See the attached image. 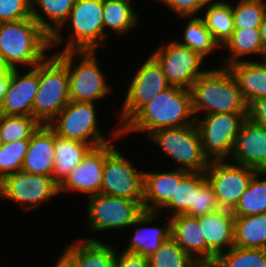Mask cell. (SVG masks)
<instances>
[{
	"instance_id": "31",
	"label": "cell",
	"mask_w": 266,
	"mask_h": 267,
	"mask_svg": "<svg viewBox=\"0 0 266 267\" xmlns=\"http://www.w3.org/2000/svg\"><path fill=\"white\" fill-rule=\"evenodd\" d=\"M234 246L266 250V213L234 218Z\"/></svg>"
},
{
	"instance_id": "14",
	"label": "cell",
	"mask_w": 266,
	"mask_h": 267,
	"mask_svg": "<svg viewBox=\"0 0 266 267\" xmlns=\"http://www.w3.org/2000/svg\"><path fill=\"white\" fill-rule=\"evenodd\" d=\"M258 172L257 169L230 160L210 161L205 174L222 209L232 210Z\"/></svg>"
},
{
	"instance_id": "35",
	"label": "cell",
	"mask_w": 266,
	"mask_h": 267,
	"mask_svg": "<svg viewBox=\"0 0 266 267\" xmlns=\"http://www.w3.org/2000/svg\"><path fill=\"white\" fill-rule=\"evenodd\" d=\"M41 124L33 116L0 114V139L2 144L30 140Z\"/></svg>"
},
{
	"instance_id": "6",
	"label": "cell",
	"mask_w": 266,
	"mask_h": 267,
	"mask_svg": "<svg viewBox=\"0 0 266 267\" xmlns=\"http://www.w3.org/2000/svg\"><path fill=\"white\" fill-rule=\"evenodd\" d=\"M50 54L39 63V86L32 109V116L41 125H49L71 101L67 66Z\"/></svg>"
},
{
	"instance_id": "37",
	"label": "cell",
	"mask_w": 266,
	"mask_h": 267,
	"mask_svg": "<svg viewBox=\"0 0 266 267\" xmlns=\"http://www.w3.org/2000/svg\"><path fill=\"white\" fill-rule=\"evenodd\" d=\"M215 263L220 267H266V250L233 246L220 254Z\"/></svg>"
},
{
	"instance_id": "44",
	"label": "cell",
	"mask_w": 266,
	"mask_h": 267,
	"mask_svg": "<svg viewBox=\"0 0 266 267\" xmlns=\"http://www.w3.org/2000/svg\"><path fill=\"white\" fill-rule=\"evenodd\" d=\"M247 118L256 124L266 127V98L252 101L247 106Z\"/></svg>"
},
{
	"instance_id": "45",
	"label": "cell",
	"mask_w": 266,
	"mask_h": 267,
	"mask_svg": "<svg viewBox=\"0 0 266 267\" xmlns=\"http://www.w3.org/2000/svg\"><path fill=\"white\" fill-rule=\"evenodd\" d=\"M9 85H10V70L6 74L0 76V105L4 100Z\"/></svg>"
},
{
	"instance_id": "46",
	"label": "cell",
	"mask_w": 266,
	"mask_h": 267,
	"mask_svg": "<svg viewBox=\"0 0 266 267\" xmlns=\"http://www.w3.org/2000/svg\"><path fill=\"white\" fill-rule=\"evenodd\" d=\"M261 39H262V44L264 49H266V15L263 18L262 24L259 27Z\"/></svg>"
},
{
	"instance_id": "30",
	"label": "cell",
	"mask_w": 266,
	"mask_h": 267,
	"mask_svg": "<svg viewBox=\"0 0 266 267\" xmlns=\"http://www.w3.org/2000/svg\"><path fill=\"white\" fill-rule=\"evenodd\" d=\"M228 51V58L226 57L222 63L223 67L243 61V56L260 55L264 50L259 28L241 29L235 28L231 38L222 47Z\"/></svg>"
},
{
	"instance_id": "2",
	"label": "cell",
	"mask_w": 266,
	"mask_h": 267,
	"mask_svg": "<svg viewBox=\"0 0 266 267\" xmlns=\"http://www.w3.org/2000/svg\"><path fill=\"white\" fill-rule=\"evenodd\" d=\"M194 117L215 113H247L237 80L228 67L209 68L191 86Z\"/></svg>"
},
{
	"instance_id": "4",
	"label": "cell",
	"mask_w": 266,
	"mask_h": 267,
	"mask_svg": "<svg viewBox=\"0 0 266 267\" xmlns=\"http://www.w3.org/2000/svg\"><path fill=\"white\" fill-rule=\"evenodd\" d=\"M102 8L103 0H76L67 20L50 37L51 50L55 49L57 46V48L63 46L64 48L61 47L62 50L59 49L58 52L100 51L98 48L104 47ZM66 27L70 32L68 34L69 36H67L68 42H66V36H64V32L62 31L66 29Z\"/></svg>"
},
{
	"instance_id": "34",
	"label": "cell",
	"mask_w": 266,
	"mask_h": 267,
	"mask_svg": "<svg viewBox=\"0 0 266 267\" xmlns=\"http://www.w3.org/2000/svg\"><path fill=\"white\" fill-rule=\"evenodd\" d=\"M266 171H258L232 209L235 217L266 213Z\"/></svg>"
},
{
	"instance_id": "38",
	"label": "cell",
	"mask_w": 266,
	"mask_h": 267,
	"mask_svg": "<svg viewBox=\"0 0 266 267\" xmlns=\"http://www.w3.org/2000/svg\"><path fill=\"white\" fill-rule=\"evenodd\" d=\"M232 12L234 28H259L266 15V0H238Z\"/></svg>"
},
{
	"instance_id": "13",
	"label": "cell",
	"mask_w": 266,
	"mask_h": 267,
	"mask_svg": "<svg viewBox=\"0 0 266 267\" xmlns=\"http://www.w3.org/2000/svg\"><path fill=\"white\" fill-rule=\"evenodd\" d=\"M169 86L161 65L150 54L132 75L120 114H117L119 120L115 124L121 128L142 106Z\"/></svg>"
},
{
	"instance_id": "50",
	"label": "cell",
	"mask_w": 266,
	"mask_h": 267,
	"mask_svg": "<svg viewBox=\"0 0 266 267\" xmlns=\"http://www.w3.org/2000/svg\"><path fill=\"white\" fill-rule=\"evenodd\" d=\"M260 56H261V61L259 59H258V61L266 68V49H264L262 51V53L260 54Z\"/></svg>"
},
{
	"instance_id": "5",
	"label": "cell",
	"mask_w": 266,
	"mask_h": 267,
	"mask_svg": "<svg viewBox=\"0 0 266 267\" xmlns=\"http://www.w3.org/2000/svg\"><path fill=\"white\" fill-rule=\"evenodd\" d=\"M96 52L98 51L53 52L67 66L71 101L96 103L112 91Z\"/></svg>"
},
{
	"instance_id": "43",
	"label": "cell",
	"mask_w": 266,
	"mask_h": 267,
	"mask_svg": "<svg viewBox=\"0 0 266 267\" xmlns=\"http://www.w3.org/2000/svg\"><path fill=\"white\" fill-rule=\"evenodd\" d=\"M114 267H149V261L146 256L117 251Z\"/></svg>"
},
{
	"instance_id": "32",
	"label": "cell",
	"mask_w": 266,
	"mask_h": 267,
	"mask_svg": "<svg viewBox=\"0 0 266 267\" xmlns=\"http://www.w3.org/2000/svg\"><path fill=\"white\" fill-rule=\"evenodd\" d=\"M180 18L189 20L182 31L181 39H174L180 45L198 52L205 59L220 48L200 16H180Z\"/></svg>"
},
{
	"instance_id": "12",
	"label": "cell",
	"mask_w": 266,
	"mask_h": 267,
	"mask_svg": "<svg viewBox=\"0 0 266 267\" xmlns=\"http://www.w3.org/2000/svg\"><path fill=\"white\" fill-rule=\"evenodd\" d=\"M151 55L161 65L168 84L182 89L190 90L193 83L208 70L202 69L205 67L204 57L180 45L174 38L162 43Z\"/></svg>"
},
{
	"instance_id": "18",
	"label": "cell",
	"mask_w": 266,
	"mask_h": 267,
	"mask_svg": "<svg viewBox=\"0 0 266 267\" xmlns=\"http://www.w3.org/2000/svg\"><path fill=\"white\" fill-rule=\"evenodd\" d=\"M234 218L232 210L220 208L199 217L202 237L206 241V263L234 246Z\"/></svg>"
},
{
	"instance_id": "10",
	"label": "cell",
	"mask_w": 266,
	"mask_h": 267,
	"mask_svg": "<svg viewBox=\"0 0 266 267\" xmlns=\"http://www.w3.org/2000/svg\"><path fill=\"white\" fill-rule=\"evenodd\" d=\"M87 199V224L92 232L131 227L144 213L143 201L96 194Z\"/></svg>"
},
{
	"instance_id": "11",
	"label": "cell",
	"mask_w": 266,
	"mask_h": 267,
	"mask_svg": "<svg viewBox=\"0 0 266 267\" xmlns=\"http://www.w3.org/2000/svg\"><path fill=\"white\" fill-rule=\"evenodd\" d=\"M58 195L59 184L51 176L18 171L1 181V201L9 200L27 212Z\"/></svg>"
},
{
	"instance_id": "33",
	"label": "cell",
	"mask_w": 266,
	"mask_h": 267,
	"mask_svg": "<svg viewBox=\"0 0 266 267\" xmlns=\"http://www.w3.org/2000/svg\"><path fill=\"white\" fill-rule=\"evenodd\" d=\"M206 181L205 172H190L181 183H177L175 195L158 213L164 214L162 212L166 211L165 215H171L170 217L185 214L194 206L195 192H198Z\"/></svg>"
},
{
	"instance_id": "29",
	"label": "cell",
	"mask_w": 266,
	"mask_h": 267,
	"mask_svg": "<svg viewBox=\"0 0 266 267\" xmlns=\"http://www.w3.org/2000/svg\"><path fill=\"white\" fill-rule=\"evenodd\" d=\"M75 1L31 0L32 18L51 37L67 20Z\"/></svg>"
},
{
	"instance_id": "36",
	"label": "cell",
	"mask_w": 266,
	"mask_h": 267,
	"mask_svg": "<svg viewBox=\"0 0 266 267\" xmlns=\"http://www.w3.org/2000/svg\"><path fill=\"white\" fill-rule=\"evenodd\" d=\"M149 267H197L196 262L172 238L148 256Z\"/></svg>"
},
{
	"instance_id": "23",
	"label": "cell",
	"mask_w": 266,
	"mask_h": 267,
	"mask_svg": "<svg viewBox=\"0 0 266 267\" xmlns=\"http://www.w3.org/2000/svg\"><path fill=\"white\" fill-rule=\"evenodd\" d=\"M55 158V131L41 125L31 136L22 171L53 177Z\"/></svg>"
},
{
	"instance_id": "22",
	"label": "cell",
	"mask_w": 266,
	"mask_h": 267,
	"mask_svg": "<svg viewBox=\"0 0 266 267\" xmlns=\"http://www.w3.org/2000/svg\"><path fill=\"white\" fill-rule=\"evenodd\" d=\"M99 237L75 240L62 253L72 267H114L117 246ZM109 243V244H108Z\"/></svg>"
},
{
	"instance_id": "17",
	"label": "cell",
	"mask_w": 266,
	"mask_h": 267,
	"mask_svg": "<svg viewBox=\"0 0 266 267\" xmlns=\"http://www.w3.org/2000/svg\"><path fill=\"white\" fill-rule=\"evenodd\" d=\"M25 71L10 69V85L0 105V114L32 116L39 86V64Z\"/></svg>"
},
{
	"instance_id": "42",
	"label": "cell",
	"mask_w": 266,
	"mask_h": 267,
	"mask_svg": "<svg viewBox=\"0 0 266 267\" xmlns=\"http://www.w3.org/2000/svg\"><path fill=\"white\" fill-rule=\"evenodd\" d=\"M175 16H197L211 0H157Z\"/></svg>"
},
{
	"instance_id": "47",
	"label": "cell",
	"mask_w": 266,
	"mask_h": 267,
	"mask_svg": "<svg viewBox=\"0 0 266 267\" xmlns=\"http://www.w3.org/2000/svg\"><path fill=\"white\" fill-rule=\"evenodd\" d=\"M53 267H72L70 263L61 255Z\"/></svg>"
},
{
	"instance_id": "8",
	"label": "cell",
	"mask_w": 266,
	"mask_h": 267,
	"mask_svg": "<svg viewBox=\"0 0 266 267\" xmlns=\"http://www.w3.org/2000/svg\"><path fill=\"white\" fill-rule=\"evenodd\" d=\"M151 143L161 147L175 168L189 172H205L209 159L204 155L198 128L195 123L187 126L157 130L147 136Z\"/></svg>"
},
{
	"instance_id": "39",
	"label": "cell",
	"mask_w": 266,
	"mask_h": 267,
	"mask_svg": "<svg viewBox=\"0 0 266 267\" xmlns=\"http://www.w3.org/2000/svg\"><path fill=\"white\" fill-rule=\"evenodd\" d=\"M30 140H18L0 147V181L6 176L22 171Z\"/></svg>"
},
{
	"instance_id": "1",
	"label": "cell",
	"mask_w": 266,
	"mask_h": 267,
	"mask_svg": "<svg viewBox=\"0 0 266 267\" xmlns=\"http://www.w3.org/2000/svg\"><path fill=\"white\" fill-rule=\"evenodd\" d=\"M195 123L190 90L169 86L142 106L121 128L124 137L133 132L149 134Z\"/></svg>"
},
{
	"instance_id": "25",
	"label": "cell",
	"mask_w": 266,
	"mask_h": 267,
	"mask_svg": "<svg viewBox=\"0 0 266 267\" xmlns=\"http://www.w3.org/2000/svg\"><path fill=\"white\" fill-rule=\"evenodd\" d=\"M238 82L247 106L255 100L266 98V68L256 60H243L228 66Z\"/></svg>"
},
{
	"instance_id": "40",
	"label": "cell",
	"mask_w": 266,
	"mask_h": 267,
	"mask_svg": "<svg viewBox=\"0 0 266 267\" xmlns=\"http://www.w3.org/2000/svg\"><path fill=\"white\" fill-rule=\"evenodd\" d=\"M219 209L214 189L207 180L199 191L195 192L194 206H191L185 215L198 218Z\"/></svg>"
},
{
	"instance_id": "41",
	"label": "cell",
	"mask_w": 266,
	"mask_h": 267,
	"mask_svg": "<svg viewBox=\"0 0 266 267\" xmlns=\"http://www.w3.org/2000/svg\"><path fill=\"white\" fill-rule=\"evenodd\" d=\"M31 17V0H0V21L2 23Z\"/></svg>"
},
{
	"instance_id": "16",
	"label": "cell",
	"mask_w": 266,
	"mask_h": 267,
	"mask_svg": "<svg viewBox=\"0 0 266 267\" xmlns=\"http://www.w3.org/2000/svg\"><path fill=\"white\" fill-rule=\"evenodd\" d=\"M116 147L113 140L91 148L82 162L59 184V195L69 191L74 194L79 192L87 197L101 193L104 161Z\"/></svg>"
},
{
	"instance_id": "15",
	"label": "cell",
	"mask_w": 266,
	"mask_h": 267,
	"mask_svg": "<svg viewBox=\"0 0 266 267\" xmlns=\"http://www.w3.org/2000/svg\"><path fill=\"white\" fill-rule=\"evenodd\" d=\"M101 193L143 201L144 170L134 167L128 157H124L121 150L115 148L104 161Z\"/></svg>"
},
{
	"instance_id": "27",
	"label": "cell",
	"mask_w": 266,
	"mask_h": 267,
	"mask_svg": "<svg viewBox=\"0 0 266 267\" xmlns=\"http://www.w3.org/2000/svg\"><path fill=\"white\" fill-rule=\"evenodd\" d=\"M202 13L199 15L205 22L206 28L210 31L214 41L220 48L223 47L235 30L232 4L224 0H211L203 8Z\"/></svg>"
},
{
	"instance_id": "24",
	"label": "cell",
	"mask_w": 266,
	"mask_h": 267,
	"mask_svg": "<svg viewBox=\"0 0 266 267\" xmlns=\"http://www.w3.org/2000/svg\"><path fill=\"white\" fill-rule=\"evenodd\" d=\"M170 220L171 238L196 262L206 263V241L202 237L199 217L180 214Z\"/></svg>"
},
{
	"instance_id": "19",
	"label": "cell",
	"mask_w": 266,
	"mask_h": 267,
	"mask_svg": "<svg viewBox=\"0 0 266 267\" xmlns=\"http://www.w3.org/2000/svg\"><path fill=\"white\" fill-rule=\"evenodd\" d=\"M229 160L266 171V127L247 118L241 126Z\"/></svg>"
},
{
	"instance_id": "21",
	"label": "cell",
	"mask_w": 266,
	"mask_h": 267,
	"mask_svg": "<svg viewBox=\"0 0 266 267\" xmlns=\"http://www.w3.org/2000/svg\"><path fill=\"white\" fill-rule=\"evenodd\" d=\"M189 173L179 168L167 172L144 170V211L158 213L175 195L177 183H181Z\"/></svg>"
},
{
	"instance_id": "48",
	"label": "cell",
	"mask_w": 266,
	"mask_h": 267,
	"mask_svg": "<svg viewBox=\"0 0 266 267\" xmlns=\"http://www.w3.org/2000/svg\"><path fill=\"white\" fill-rule=\"evenodd\" d=\"M11 68L5 63L3 58L0 56V76L6 74Z\"/></svg>"
},
{
	"instance_id": "20",
	"label": "cell",
	"mask_w": 266,
	"mask_h": 267,
	"mask_svg": "<svg viewBox=\"0 0 266 267\" xmlns=\"http://www.w3.org/2000/svg\"><path fill=\"white\" fill-rule=\"evenodd\" d=\"M161 216L163 218L164 215L156 212L144 211V213L131 225L135 228L139 225L142 226L136 229L132 227L135 231L131 234V238L129 237V245H127L125 249L123 248V251L148 257L154 253L163 242L171 238L170 217L166 218L165 226L159 227L152 223L158 220L157 218H160ZM148 224H152V226L148 227Z\"/></svg>"
},
{
	"instance_id": "3",
	"label": "cell",
	"mask_w": 266,
	"mask_h": 267,
	"mask_svg": "<svg viewBox=\"0 0 266 267\" xmlns=\"http://www.w3.org/2000/svg\"><path fill=\"white\" fill-rule=\"evenodd\" d=\"M50 49V36L32 17L2 23L0 56L11 69L34 68L49 55Z\"/></svg>"
},
{
	"instance_id": "28",
	"label": "cell",
	"mask_w": 266,
	"mask_h": 267,
	"mask_svg": "<svg viewBox=\"0 0 266 267\" xmlns=\"http://www.w3.org/2000/svg\"><path fill=\"white\" fill-rule=\"evenodd\" d=\"M91 148L85 142L62 138L55 133L54 180L60 184Z\"/></svg>"
},
{
	"instance_id": "9",
	"label": "cell",
	"mask_w": 266,
	"mask_h": 267,
	"mask_svg": "<svg viewBox=\"0 0 266 267\" xmlns=\"http://www.w3.org/2000/svg\"><path fill=\"white\" fill-rule=\"evenodd\" d=\"M247 113H215L195 118L204 155L209 161L229 160Z\"/></svg>"
},
{
	"instance_id": "26",
	"label": "cell",
	"mask_w": 266,
	"mask_h": 267,
	"mask_svg": "<svg viewBox=\"0 0 266 267\" xmlns=\"http://www.w3.org/2000/svg\"><path fill=\"white\" fill-rule=\"evenodd\" d=\"M132 3L127 0H103L104 46L111 32L122 36L138 26L139 15Z\"/></svg>"
},
{
	"instance_id": "49",
	"label": "cell",
	"mask_w": 266,
	"mask_h": 267,
	"mask_svg": "<svg viewBox=\"0 0 266 267\" xmlns=\"http://www.w3.org/2000/svg\"><path fill=\"white\" fill-rule=\"evenodd\" d=\"M197 267H220L215 262L198 263Z\"/></svg>"
},
{
	"instance_id": "7",
	"label": "cell",
	"mask_w": 266,
	"mask_h": 267,
	"mask_svg": "<svg viewBox=\"0 0 266 267\" xmlns=\"http://www.w3.org/2000/svg\"><path fill=\"white\" fill-rule=\"evenodd\" d=\"M96 105L93 102L70 101L49 126L56 135L85 142L92 148L120 139L122 136L118 125L112 128L111 137L101 131Z\"/></svg>"
},
{
	"instance_id": "51",
	"label": "cell",
	"mask_w": 266,
	"mask_h": 267,
	"mask_svg": "<svg viewBox=\"0 0 266 267\" xmlns=\"http://www.w3.org/2000/svg\"><path fill=\"white\" fill-rule=\"evenodd\" d=\"M0 200H1V181H0Z\"/></svg>"
}]
</instances>
